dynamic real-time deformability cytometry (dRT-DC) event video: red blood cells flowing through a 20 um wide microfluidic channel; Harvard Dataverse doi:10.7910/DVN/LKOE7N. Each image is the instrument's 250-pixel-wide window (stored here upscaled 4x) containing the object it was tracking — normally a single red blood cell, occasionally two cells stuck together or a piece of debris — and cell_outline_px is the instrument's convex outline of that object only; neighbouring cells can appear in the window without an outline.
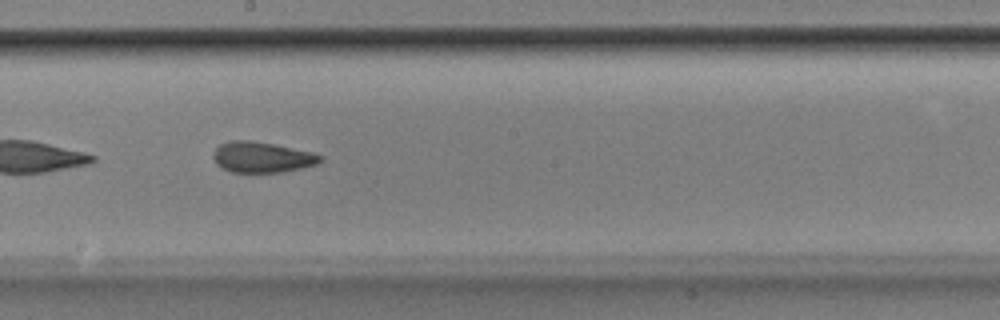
{"species": "Egyptian fruit bat (a non-hibernating species)", "species_latin": "Rousettus aegyptiacus", "temperature_condition": "room temperature", "stored_images_in_passage": 41, "camera_frame_rate_fps": 3000, "um_per_image_px": 0.085, "animal": {"sex": "male"}, "frame": {"image": 1, "passage_image": 18, "time_ms": 5.667, "image_size_px": [1000, 320], "cell_outline_px": [[324, 160], [316, 164], [284, 172], [232, 172], [216, 164], [212, 156], [212, 152], [220, 144], [232, 140], [252, 140], [276, 144], [312, 152], [324, 156]], "centroid_in_image_um": [22.28, 13.35], "position_along_channel_um": 225.9, "area_um2": 19.31}}
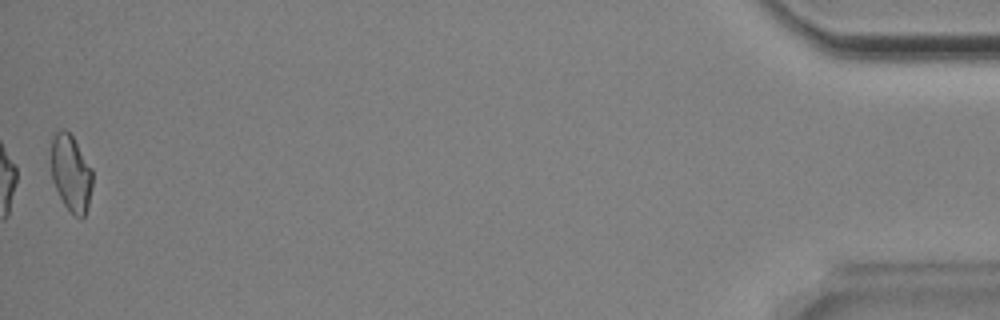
{"frame": {"image": 2, "passage_image": 41, "time_ms": 13.333, "image_size_px": [1000, 320], "cell_outline_px": [[92, 188], [88, 204], [84, 216], [80, 220], [64, 204], [52, 180], [52, 136], [60, 128], [64, 128], [72, 136], [92, 168]], "centroid_in_image_um": [6.04, 14.7], "position_along_channel_um": 429.2, "area_um2": 18.26}, "authors_computed_cell_mechanics": {"area_um2": 19.363, "velocity_mm_per_s": 3.8652, "shape_relaxation_time_tau1_ms": 3.7712, "shape_relaxation_time_tau2_ms": 2.0163, "deformation_change_tau1": 0.1197, "deformation_change_tau2": 0.0807}}